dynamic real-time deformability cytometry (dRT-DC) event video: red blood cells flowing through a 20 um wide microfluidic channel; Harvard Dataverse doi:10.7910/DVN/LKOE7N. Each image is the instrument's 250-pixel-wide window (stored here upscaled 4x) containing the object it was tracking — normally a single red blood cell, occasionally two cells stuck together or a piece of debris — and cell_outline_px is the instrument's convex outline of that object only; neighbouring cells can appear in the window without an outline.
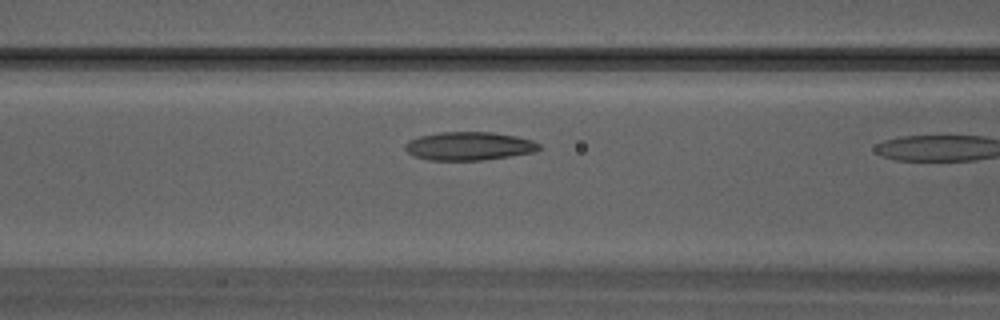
{"species": "Egyptian fruit bat (a non-hibernating species)", "species_latin": "Rousettus aegyptiacus", "temperature_condition": "warm", "stored_images_in_passage": 6, "camera_frame_rate_fps": 3000, "um_per_image_px": 0.085, "animal": {"sex": "male"}, "frame": {"image": 1, "passage_image": 5, "time_ms": 1.333, "image_size_px": [1000, 320], "cell_outline_px": [[540, 148], [536, 152], [484, 160], [428, 160], [416, 156], [408, 152], [404, 148], [404, 144], [408, 140], [420, 136], [440, 132], [492, 132], [516, 136], [532, 140], [540, 144]], "centroid_in_image_um": [39.88, 12.41], "position_along_channel_um": 126.7, "area_um2": 22.2}}